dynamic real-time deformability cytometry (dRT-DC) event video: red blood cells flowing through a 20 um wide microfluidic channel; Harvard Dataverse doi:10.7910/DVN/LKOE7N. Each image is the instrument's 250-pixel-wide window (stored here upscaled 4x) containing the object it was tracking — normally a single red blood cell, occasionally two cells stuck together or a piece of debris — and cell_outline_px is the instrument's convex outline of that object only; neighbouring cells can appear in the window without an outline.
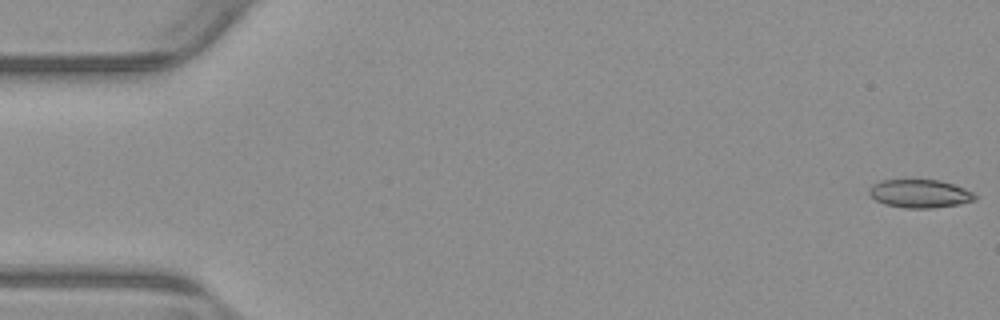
{"species": "common noctule bat (a hibernating species)", "species_latin": "Nyctalus noctula", "temperature_condition": "warm", "stored_images_in_passage": 54, "camera_frame_rate_fps": 3000, "um_per_image_px": 0.085, "animal": {"sex": "male", "body_mass_g": 23.1, "forearm_length_mm": 52.7}, "frame": {"image": 1, "passage_image": 1, "time_ms": 0.0, "image_size_px": [1000, 320], "cell_outline_px": [[976, 200], [960, 204], [932, 208], [904, 208], [884, 204], [876, 200], [868, 192], [868, 188], [872, 184], [880, 180], [940, 180], [964, 188], [972, 192], [976, 196]], "centroid_in_image_um": [78.16, 16.46], "position_along_channel_um": 6.8, "area_um2": 17.46}}
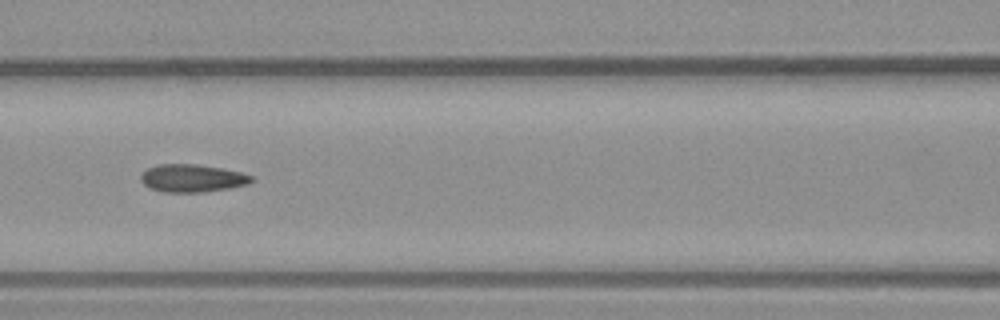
{"frame": {"image": 2, "passage_image": 24, "time_ms": 7.667, "image_size_px": [1000, 320], "cell_outline_px": [[256, 180], [248, 184], [228, 188], [204, 192], [164, 192], [152, 188], [144, 184], [140, 180], [140, 176], [148, 168], [156, 164], [196, 164], [224, 168], [240, 172], [252, 176]], "centroid_in_image_um": [16.36, 15.14], "position_along_channel_um": 150.2, "area_um2": 17.92}}
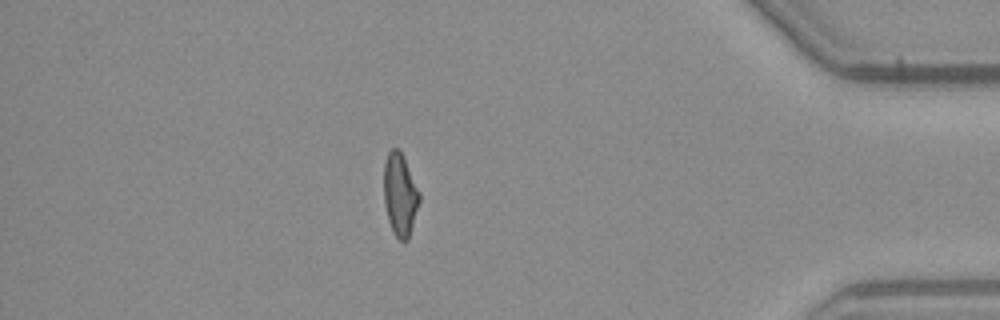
{"frame": {"image": 3, "passage_image": 47, "time_ms": 15.333, "image_size_px": [1000, 320], "cell_outline_px": [[420, 200], [408, 240], [400, 240], [392, 232], [388, 220], [384, 204], [384, 164], [388, 152], [392, 148], [400, 148], [404, 156], [420, 192]], "centroid_in_image_um": [34.0, 16.51], "position_along_channel_um": 401.2, "area_um2": 17.28}, "authors_computed_cell_mechanics": {"area_um2": 17.629, "velocity_mm_per_s": 3.8506, "shape_relaxation_time_tau1_ms": 9.2082, "shape_relaxation_time_tau2_ms": 2.6658, "deformation_change_tau1": 0.1963, "deformation_change_tau2": 0.1181}}